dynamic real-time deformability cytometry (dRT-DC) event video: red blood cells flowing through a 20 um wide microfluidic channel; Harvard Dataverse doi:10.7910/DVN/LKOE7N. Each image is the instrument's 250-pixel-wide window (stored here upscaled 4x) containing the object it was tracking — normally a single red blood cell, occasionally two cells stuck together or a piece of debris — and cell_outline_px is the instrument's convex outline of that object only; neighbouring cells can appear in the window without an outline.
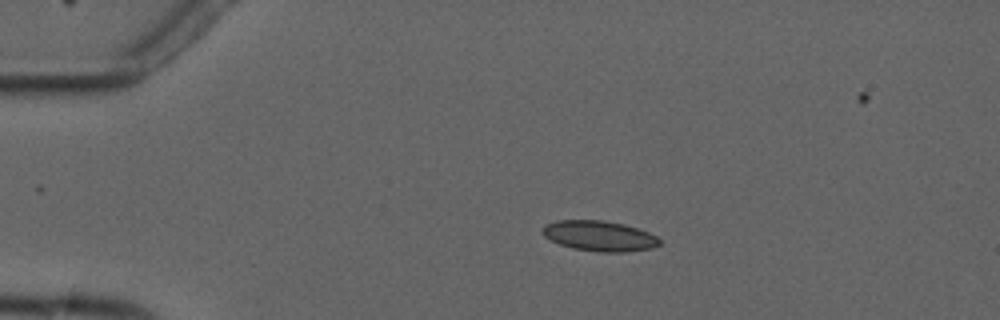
{"species": "common noctule bat (a hibernating species)", "species_latin": "Nyctalus noctula", "temperature_condition": "cold", "stored_images_in_passage": 5, "camera_frame_rate_fps": 3000, "um_per_image_px": 0.085, "animal": {"sex": "male", "forearm_length_mm": 52.5}, "frame": {"image": 1, "passage_image": 3, "time_ms": 3.0, "image_size_px": [1000, 320], "cell_outline_px": [[660, 244], [652, 248], [628, 252], [600, 252], [572, 248], [560, 244], [544, 236], [540, 232], [544, 224], [556, 220], [600, 220], [624, 224], [648, 232], [656, 236], [660, 240]], "centroid_in_image_um": [50.92, 20.05], "position_along_channel_um": 34.1, "area_um2": 20.75}}